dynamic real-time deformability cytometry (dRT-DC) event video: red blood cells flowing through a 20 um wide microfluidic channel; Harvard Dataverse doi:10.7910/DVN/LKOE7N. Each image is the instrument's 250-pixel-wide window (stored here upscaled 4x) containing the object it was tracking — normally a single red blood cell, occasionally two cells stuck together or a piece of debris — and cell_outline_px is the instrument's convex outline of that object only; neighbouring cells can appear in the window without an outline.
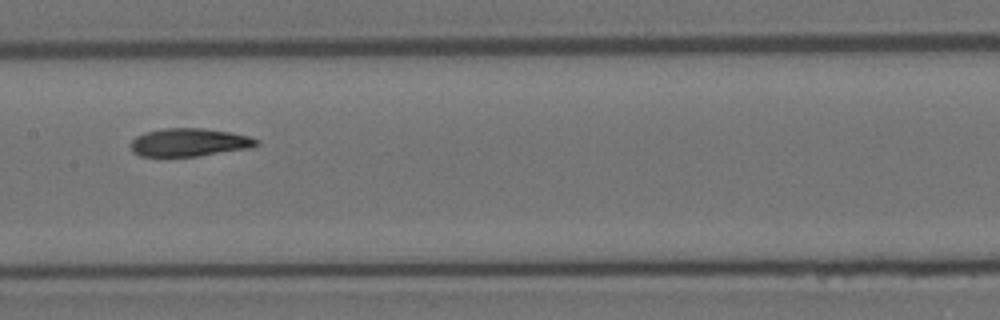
{"species": "Egyptian fruit bat (a non-hibernating species)", "species_latin": "Rousettus aegyptiacus", "temperature_condition": "room temperature", "stored_images_in_passage": 7, "camera_frame_rate_fps": 3000, "um_per_image_px": 0.085, "animal": {"sex": "female"}, "frame": {"image": 1, "passage_image": 4, "time_ms": 1.0, "image_size_px": [1000, 320], "cell_outline_px": [[260, 144], [252, 148], [196, 156], [140, 156], [132, 152], [132, 140], [136, 136], [144, 132], [164, 128], [204, 128], [232, 132], [248, 136], [260, 140]], "centroid_in_image_um": [16.13, 12.09], "position_along_channel_um": 191.3, "area_um2": 20.69}}
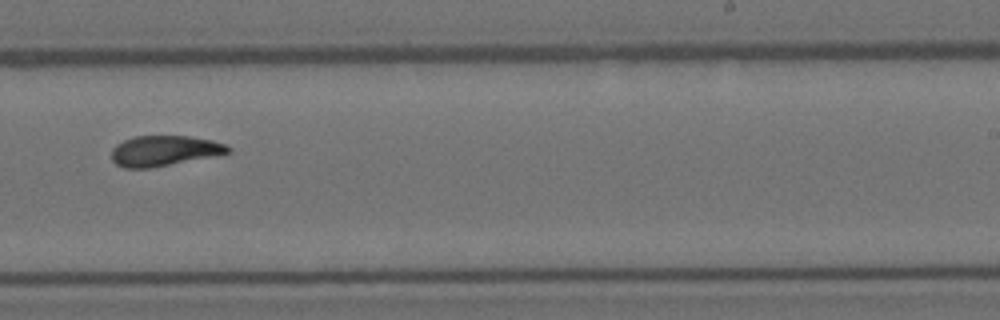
{"frame": {"image": 2, "passage_image": 6, "time_ms": 1.667, "image_size_px": [1000, 320], "cell_outline_px": [[232, 152], [212, 156], [148, 168], [124, 168], [116, 164], [112, 160], [112, 148], [116, 144], [124, 140], [136, 136], [188, 136], [212, 140], [224, 144], [232, 148]], "centroid_in_image_um": [13.94, 12.81], "position_along_channel_um": 275.1, "area_um2": 20.4}}
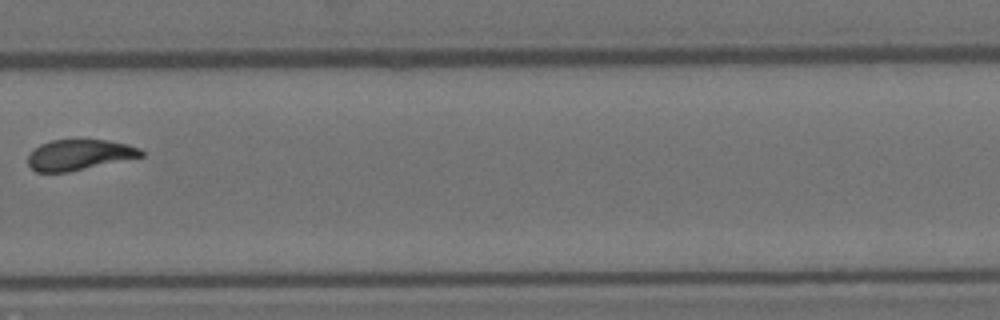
{"frame": {"image": 3, "passage_image": 7, "time_ms": 2.0, "image_size_px": [1000, 320], "cell_outline_px": [[144, 156], [68, 172], [36, 172], [28, 164], [28, 156], [32, 148], [40, 144], [52, 140], [108, 140], [128, 144], [140, 148], [144, 152]], "centroid_in_image_um": [6.73, 13.15], "position_along_channel_um": 323.1, "area_um2": 20.23}}